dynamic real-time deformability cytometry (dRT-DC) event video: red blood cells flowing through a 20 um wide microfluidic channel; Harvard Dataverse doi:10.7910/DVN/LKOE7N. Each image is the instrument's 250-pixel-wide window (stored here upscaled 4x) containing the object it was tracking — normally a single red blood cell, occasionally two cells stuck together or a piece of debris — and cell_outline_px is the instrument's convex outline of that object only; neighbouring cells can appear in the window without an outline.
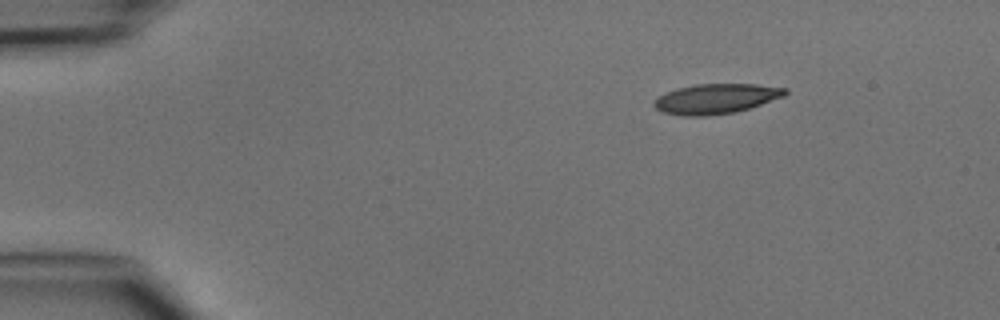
{"species": "common noctule bat (a hibernating species)", "species_latin": "Nyctalus noctula", "temperature_condition": "cold", "stored_images_in_passage": 4, "camera_frame_rate_fps": 3000, "um_per_image_px": 0.085, "animal": {"sex": "male", "body_mass_g": 15.6}, "frame": {"image": 1, "passage_image": 1, "time_ms": 0.0, "image_size_px": [1000, 320], "cell_outline_px": [[788, 92], [784, 96], [736, 112], [708, 116], [684, 116], [664, 112], [656, 108], [652, 104], [652, 100], [656, 96], [676, 88], [696, 84], [756, 84], [788, 88]], "centroid_in_image_um": [60.82, 8.39], "position_along_channel_um": 24.2, "area_um2": 23.0}}
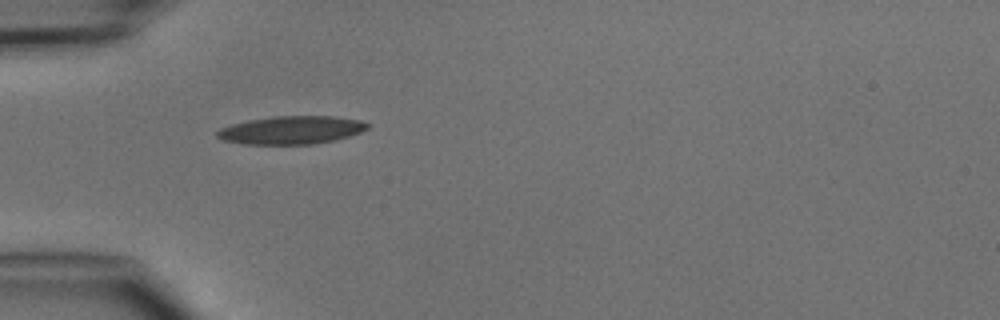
{"frame": {"image": 2, "passage_image": 3, "time_ms": 2.667, "image_size_px": [1000, 320], "cell_outline_px": [[368, 128], [360, 132], [348, 136], [332, 140], [312, 144], [244, 144], [224, 140], [216, 136], [216, 132], [220, 128], [232, 124], [248, 120], [276, 116], [332, 116], [360, 120], [368, 124]], "centroid_in_image_um": [24.74, 11.05], "position_along_channel_um": 60.3, "area_um2": 24.33}}